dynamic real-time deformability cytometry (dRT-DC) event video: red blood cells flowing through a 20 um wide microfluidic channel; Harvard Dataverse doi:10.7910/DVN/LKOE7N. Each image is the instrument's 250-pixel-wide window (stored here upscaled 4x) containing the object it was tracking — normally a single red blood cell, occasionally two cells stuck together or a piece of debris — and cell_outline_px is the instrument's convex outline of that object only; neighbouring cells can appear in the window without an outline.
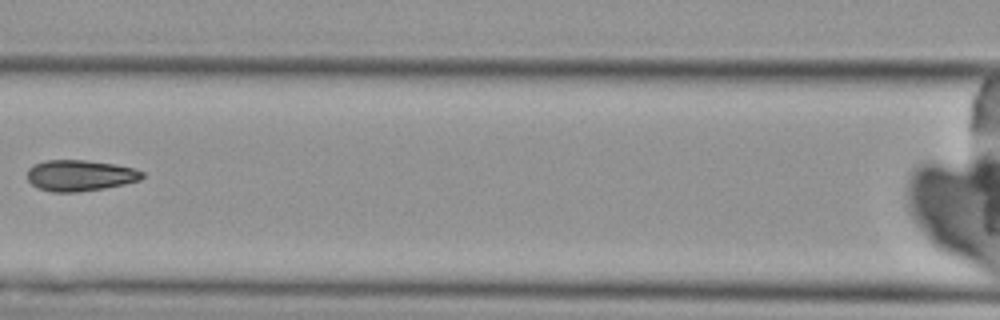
{"species": "Egyptian fruit bat (a non-hibernating species)", "species_latin": "Rousettus aegyptiacus", "temperature_condition": "cold", "stored_images_in_passage": 7, "camera_frame_rate_fps": 3000, "um_per_image_px": 0.085, "animal": {"sex": "female"}, "frame": {"image": 1, "passage_image": 7, "time_ms": 7.667, "image_size_px": [1000, 320], "cell_outline_px": [[144, 176], [140, 180], [124, 184], [104, 188], [76, 192], [52, 192], [36, 188], [28, 180], [28, 168], [32, 164], [44, 160], [84, 160], [116, 164], [132, 168], [144, 172]], "centroid_in_image_um": [6.77, 14.91], "position_along_channel_um": 159.8, "area_um2": 20.92}}